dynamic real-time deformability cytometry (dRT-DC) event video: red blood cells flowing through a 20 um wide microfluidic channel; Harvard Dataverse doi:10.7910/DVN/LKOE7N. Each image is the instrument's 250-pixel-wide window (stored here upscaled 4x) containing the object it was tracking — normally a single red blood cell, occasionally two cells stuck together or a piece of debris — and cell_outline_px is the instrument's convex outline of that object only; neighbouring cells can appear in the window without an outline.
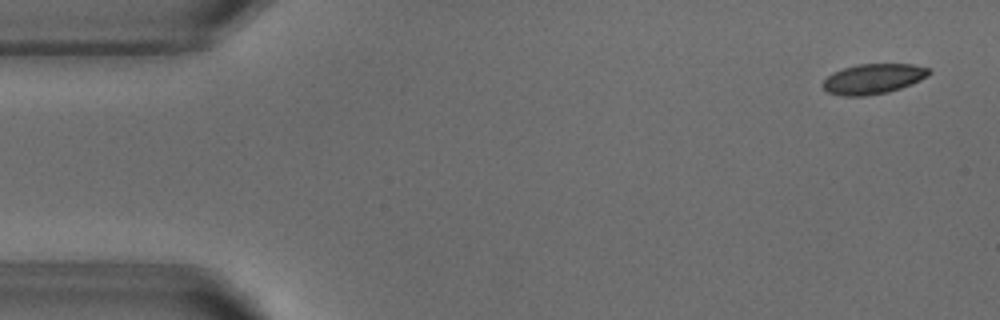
{"species": "common noctule bat (a hibernating species)", "species_latin": "Nyctalus noctula", "temperature_condition": "warm", "stored_images_in_passage": 53, "camera_frame_rate_fps": 3000, "um_per_image_px": 0.085, "animal": {"sex": "male", "body_mass_g": 18.8}, "frame": {"image": 1, "passage_image": 3, "time_ms": 0.667, "image_size_px": [1000, 320], "cell_outline_px": [[932, 72], [928, 76], [912, 84], [888, 92], [864, 96], [844, 96], [828, 92], [820, 84], [832, 72], [856, 64], [912, 64], [928, 68]], "centroid_in_image_um": [74.22, 6.7], "position_along_channel_um": 10.8, "area_um2": 18.67}}
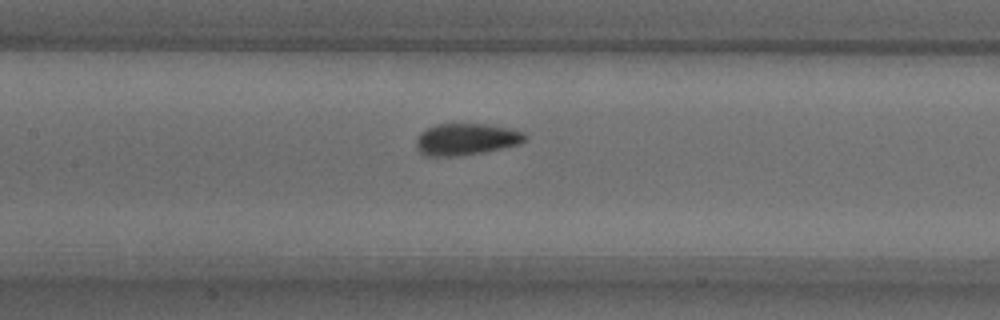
{"frame": {"image": 2, "passage_image": 24, "time_ms": 7.667, "image_size_px": [1000, 320], "cell_outline_px": [[528, 136], [520, 144], [484, 152], [460, 156], [424, 156], [416, 148], [416, 136], [420, 132], [436, 124], [488, 124], [512, 128], [524, 132]], "centroid_in_image_um": [39.62, 11.84], "position_along_channel_um": 167.8, "area_um2": 20.4}}
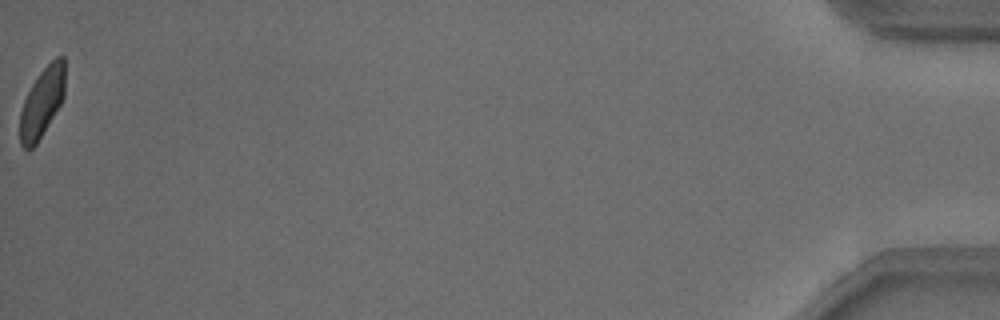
{"frame": {"image": 3, "passage_image": 53, "time_ms": 17.333, "image_size_px": [1000, 320], "cell_outline_px": [[64, 96], [60, 104], [36, 144], [32, 148], [24, 148], [20, 144], [20, 112], [24, 100], [32, 84], [40, 72], [56, 56], [64, 56]], "centroid_in_image_um": [3.56, 8.69], "position_along_channel_um": 431.6, "area_um2": 17.86}, "authors_computed_cell_mechanics": {"area_um2": 19.7676, "velocity_mm_per_s": 3.8082, "shape_relaxation_time_tau1_ms": 2.8446, "shape_relaxation_time_tau2_ms": 0.898, "deformation_change_tau1": 0.1074, "deformation_change_tau2": 0.0435}}